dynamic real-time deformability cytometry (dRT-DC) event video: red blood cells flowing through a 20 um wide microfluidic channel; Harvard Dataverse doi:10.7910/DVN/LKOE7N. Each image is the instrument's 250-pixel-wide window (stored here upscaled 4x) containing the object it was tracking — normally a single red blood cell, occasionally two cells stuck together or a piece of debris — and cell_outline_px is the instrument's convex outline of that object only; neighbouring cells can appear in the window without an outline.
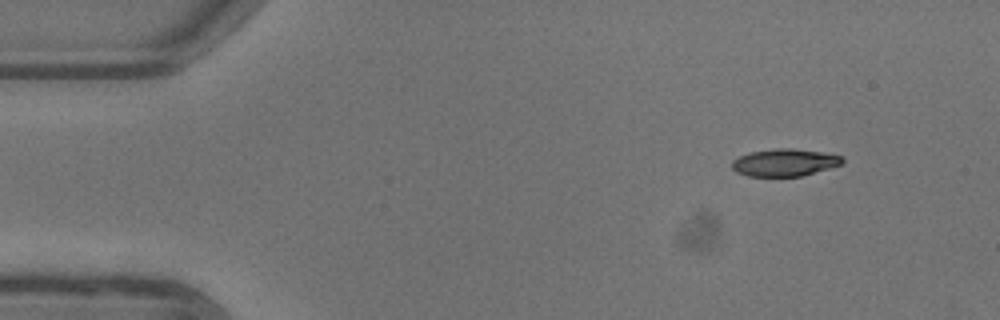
{"species": "common noctule bat (a hibernating species)", "species_latin": "Nyctalus noctula", "temperature_condition": "warm", "stored_images_in_passage": 47, "camera_frame_rate_fps": 3000, "um_per_image_px": 0.085, "animal": {"sex": "female"}, "frame": {"image": 1, "passage_image": 1, "time_ms": 0.0, "image_size_px": [1000, 320], "cell_outline_px": [[844, 160], [840, 164], [828, 168], [800, 176], [748, 176], [736, 172], [732, 168], [732, 160], [740, 156], [752, 152], [776, 148], [792, 148], [820, 152], [840, 156]], "centroid_in_image_um": [66.64, 13.81], "position_along_channel_um": 18.4, "area_um2": 17.22}}
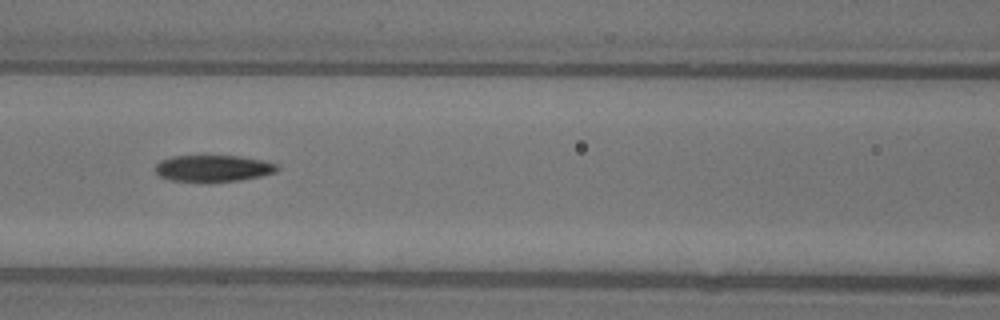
{"frame": {"image": 2, "passage_image": 18, "time_ms": 5.667, "image_size_px": [1000, 320], "cell_outline_px": [[280, 168], [276, 172], [260, 176], [240, 180], [208, 184], [200, 184], [168, 180], [160, 176], [156, 172], [156, 164], [160, 160], [172, 156], [240, 156], [260, 160], [276, 164]], "centroid_in_image_um": [18.07, 14.35], "position_along_channel_um": 148.5, "area_um2": 19.48}}
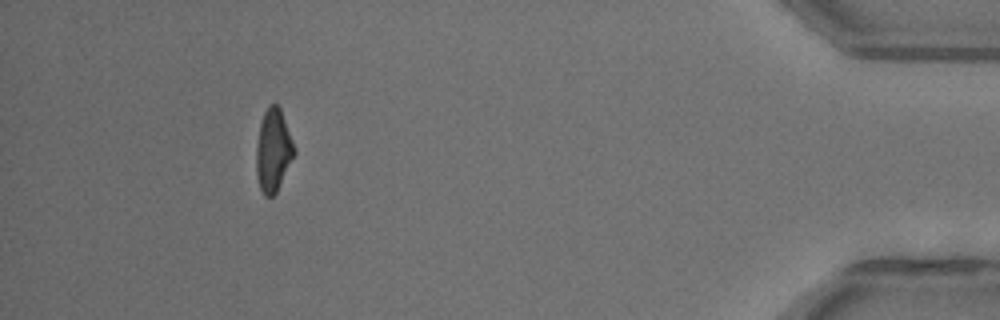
{"frame": {"image": 3, "passage_image": 43, "time_ms": 14.0, "image_size_px": [1000, 320], "cell_outline_px": [[296, 152], [276, 192], [272, 196], [264, 196], [260, 188], [256, 172], [256, 144], [260, 124], [264, 112], [268, 104], [276, 104], [280, 108], [292, 140]], "centroid_in_image_um": [23.21, 12.78], "position_along_channel_um": 412.0, "area_um2": 18.09}, "authors_computed_cell_mechanics": {"area_um2": 18.9006, "velocity_mm_per_s": 3.9548, "shape_relaxation_time_tau1_ms": 4.4247, "shape_relaxation_time_tau2_ms": 4.1881, "deformation_change_tau1": 0.1679, "deformation_change_tau2": 0.1284}}